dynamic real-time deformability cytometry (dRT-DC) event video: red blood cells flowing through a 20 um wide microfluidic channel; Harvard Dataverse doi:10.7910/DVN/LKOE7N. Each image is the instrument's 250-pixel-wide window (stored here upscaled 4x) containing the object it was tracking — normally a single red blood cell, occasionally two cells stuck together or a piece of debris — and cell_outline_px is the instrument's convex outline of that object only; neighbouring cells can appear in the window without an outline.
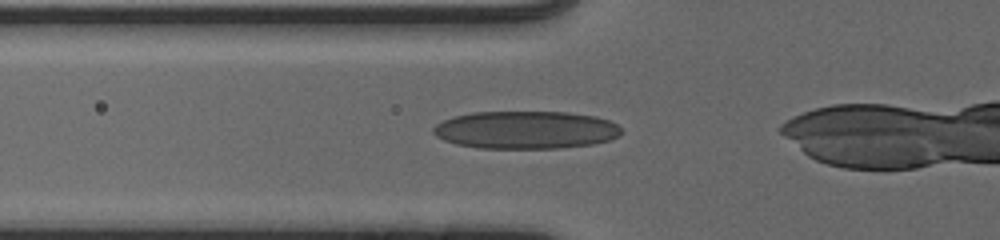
{"species": "human", "species_latin": "Homo sapiens", "temperature_condition": "cold", "stored_images_in_passage": 26, "camera_frame_rate_fps": 3000, "um_per_image_px": 0.085, "donor": {"sex": "male"}, "frame": {"image": 1, "passage_image": 2, "time_ms": 0.333, "image_size_px": [1000, 240], "cell_outline_px": [[624, 132], [620, 136], [608, 140], [592, 144], [560, 148], [480, 148], [456, 144], [444, 140], [436, 136], [432, 132], [432, 128], [436, 124], [452, 116], [472, 112], [568, 112], [596, 116], [608, 120], [616, 124]], "centroid_in_image_um": [44.68, 11.04], "position_along_channel_um": 81.1, "area_um2": 41.62}}
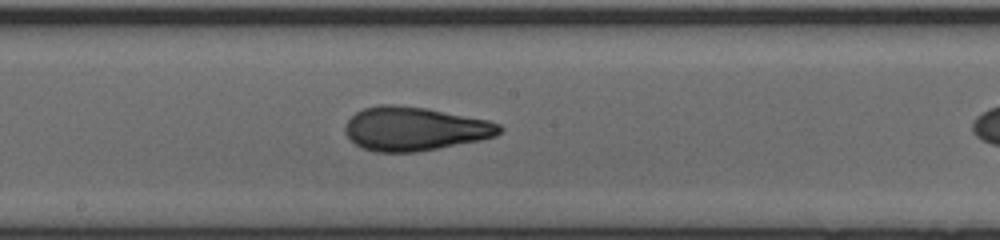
{"frame": {"image": 2, "passage_image": 12, "time_ms": 3.667, "image_size_px": [1000, 240], "cell_outline_px": [[504, 128], [496, 136], [480, 140], [416, 152], [376, 152], [364, 148], [356, 144], [344, 132], [344, 128], [348, 120], [356, 112], [364, 108], [380, 104], [392, 104], [428, 108], [488, 120], [500, 124]], "centroid_in_image_um": [35.25, 10.94], "position_along_channel_um": 212.9, "area_um2": 39.3}}
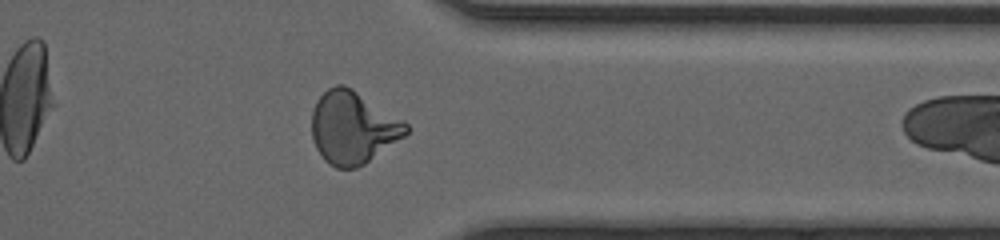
{"frame": {"image": 3, "passage_image": 25, "time_ms": 8.0, "image_size_px": [1000, 240], "cell_outline_px": [[408, 132], [404, 136], [364, 164], [356, 168], [336, 168], [328, 164], [324, 160], [316, 148], [312, 136], [312, 112], [316, 100], [328, 88], [336, 84], [344, 84], [352, 88], [404, 120], [408, 124]], "centroid_in_image_um": [29.98, 10.83], "position_along_channel_um": 381.4, "area_um2": 39.77}}